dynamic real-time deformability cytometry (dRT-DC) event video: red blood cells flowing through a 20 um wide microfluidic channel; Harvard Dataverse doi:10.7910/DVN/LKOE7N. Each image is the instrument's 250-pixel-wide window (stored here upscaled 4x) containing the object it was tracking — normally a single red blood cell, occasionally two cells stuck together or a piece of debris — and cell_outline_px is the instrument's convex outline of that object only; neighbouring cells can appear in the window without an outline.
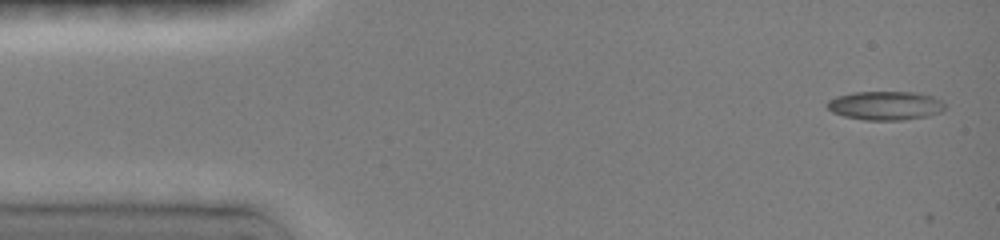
{"species": "common noctule bat (a hibernating species)", "species_latin": "Nyctalus noctula", "temperature_condition": "room temperature", "stored_images_in_passage": 3, "camera_frame_rate_fps": 3000, "um_per_image_px": 0.085, "animal": {"sex": "female", "body_mass_g": 19.0, "forearm_length_mm": 51.5}, "frame": {"image": 1, "passage_image": 2, "time_ms": 0.333, "image_size_px": [1000, 240], "cell_outline_px": [[944, 108], [940, 112], [928, 116], [904, 120], [864, 120], [844, 116], [832, 112], [824, 104], [828, 100], [836, 96], [852, 92], [916, 92], [932, 96], [940, 100], [944, 104]], "centroid_in_image_um": [75.21, 8.97], "position_along_channel_um": 9.8, "area_um2": 19.88}}